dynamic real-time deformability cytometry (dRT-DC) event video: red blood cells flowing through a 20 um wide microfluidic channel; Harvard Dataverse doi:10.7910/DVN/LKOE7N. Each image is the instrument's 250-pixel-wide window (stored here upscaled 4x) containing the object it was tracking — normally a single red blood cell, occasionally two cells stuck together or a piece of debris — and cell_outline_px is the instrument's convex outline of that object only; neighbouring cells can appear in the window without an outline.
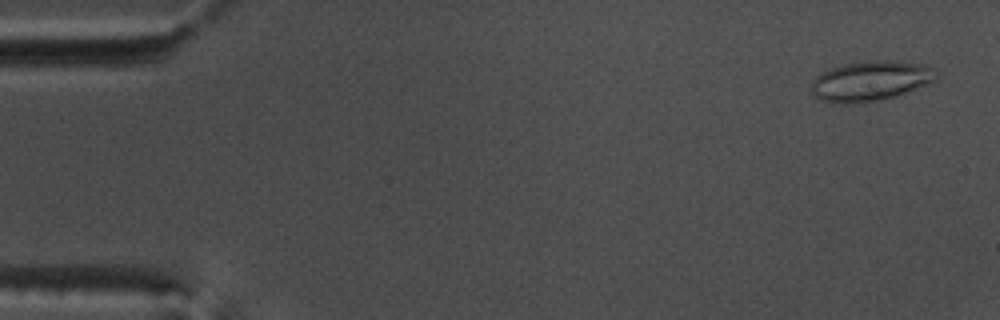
{"species": "common noctule bat (a hibernating species)", "species_latin": "Nyctalus noctula", "temperature_condition": "warm", "stored_images_in_passage": 54, "camera_frame_rate_fps": 3000, "um_per_image_px": 0.085, "animal": {"sex": "male", "body_mass_g": 17.5, "forearm_length_mm": 52.3}, "frame": {"image": 1, "passage_image": 3, "time_ms": 0.667, "image_size_px": [1000, 320], "cell_outline_px": [[936, 80], [896, 96], [876, 100], [848, 104], [844, 104], [820, 100], [812, 92], [812, 80], [816, 76], [828, 68], [844, 64], [876, 60], [880, 60], [924, 64], [936, 68]], "centroid_in_image_um": [73.98, 6.87], "position_along_channel_um": 11.0, "area_um2": 28.84}}
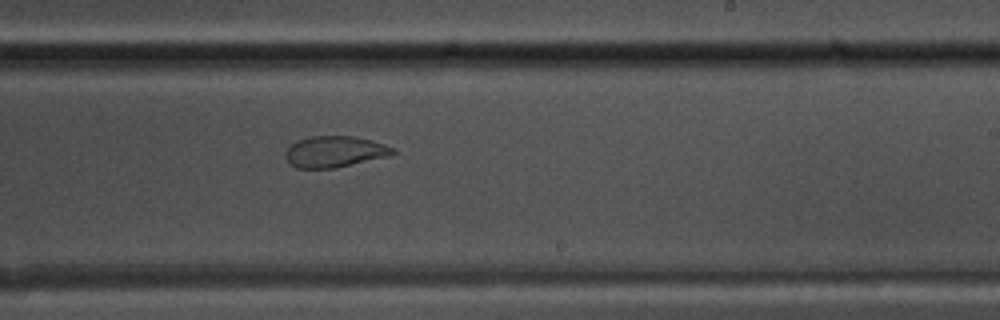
{"frame": {"image": 2, "passage_image": 33, "time_ms": 10.667, "image_size_px": [1000, 320], "cell_outline_px": [[396, 152], [392, 156], [336, 168], [296, 168], [284, 156], [284, 152], [296, 140], [312, 136], [356, 136], [372, 140], [396, 148]], "centroid_in_image_um": [28.5, 12.89], "position_along_channel_um": 260.5, "area_um2": 19.83}}
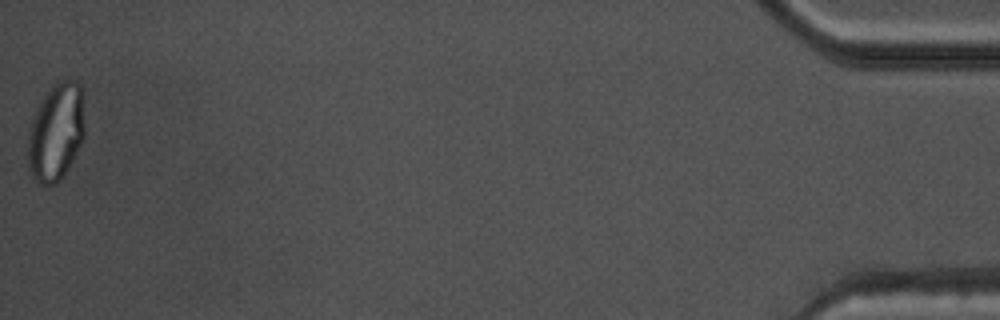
{"frame": {"image": 3, "passage_image": 54, "time_ms": 17.667, "image_size_px": [1000, 320], "cell_outline_px": [[84, 140], [60, 180], [56, 184], [44, 188], [32, 176], [28, 168], [28, 132], [36, 108], [52, 84], [56, 80], [76, 80], [80, 84], [84, 92]], "centroid_in_image_um": [4.78, 11.21], "position_along_channel_um": 430.4, "area_um2": 33.0}}